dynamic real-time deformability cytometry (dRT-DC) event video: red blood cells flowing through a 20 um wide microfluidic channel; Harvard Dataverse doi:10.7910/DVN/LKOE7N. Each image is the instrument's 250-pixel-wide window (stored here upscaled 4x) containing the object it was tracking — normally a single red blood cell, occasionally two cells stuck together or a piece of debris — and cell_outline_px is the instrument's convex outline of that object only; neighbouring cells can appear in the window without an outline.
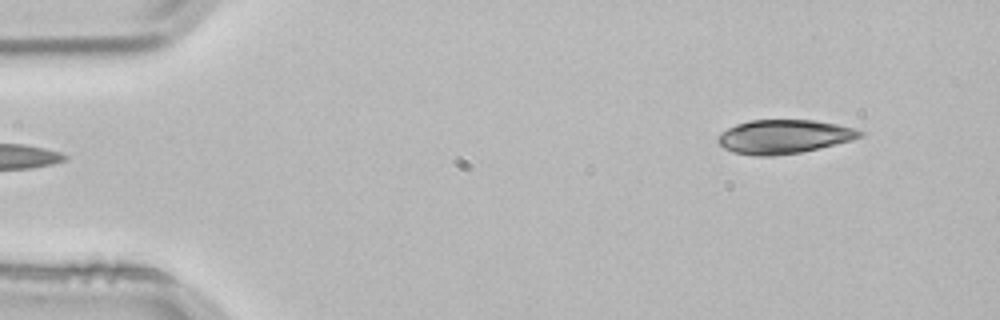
{"species": "common noctule bat (a hibernating species)", "species_latin": "Nyctalus noctula", "temperature_condition": "room temperature", "stored_images_in_passage": 3, "segment_of_instrument_passage": [2, 2], "camera_frame_rate_fps": 3000, "um_per_image_px": 0.085, "animal": {"sex": "male", "body_mass_g": 21.5, "forearm_length_mm": 52.0}, "frame": {"image": 1, "passage_image": 3, "time_ms": 0.667, "image_size_px": [1000, 320], "cell_outline_px": [[864, 136], [852, 140], [800, 152], [772, 156], [752, 156], [732, 152], [724, 148], [716, 140], [728, 128], [736, 124], [748, 120], [812, 120], [836, 124], [852, 128], [864, 132]], "centroid_in_image_um": [66.62, 11.62], "position_along_channel_um": 18.4, "area_um2": 27.8}}